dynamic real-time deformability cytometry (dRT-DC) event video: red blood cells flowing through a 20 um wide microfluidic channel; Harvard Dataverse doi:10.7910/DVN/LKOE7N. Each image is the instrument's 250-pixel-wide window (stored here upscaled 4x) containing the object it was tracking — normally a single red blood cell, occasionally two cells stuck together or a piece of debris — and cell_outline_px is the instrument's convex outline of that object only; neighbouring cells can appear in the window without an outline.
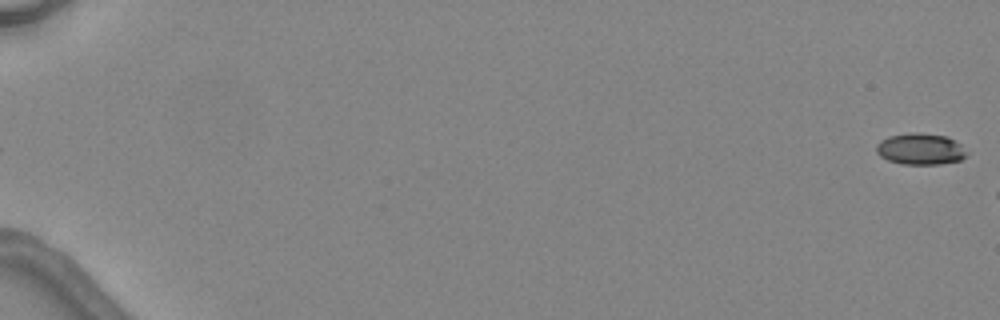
{"species": "common noctule bat (a hibernating species)", "species_latin": "Nyctalus noctula", "temperature_condition": "warm", "stored_images_in_passage": 3, "camera_frame_rate_fps": 3000, "um_per_image_px": 0.085, "animal": {"sex": "female", "body_mass_g": 24.6, "forearm_length_mm": 56.2}, "frame": {"image": 1, "passage_image": 1, "time_ms": 0.0, "image_size_px": [1000, 320], "cell_outline_px": [[968, 152], [960, 160], [940, 164], [900, 164], [888, 160], [880, 156], [876, 152], [876, 144], [880, 140], [888, 136], [912, 132], [920, 132], [948, 136], [960, 144]], "centroid_in_image_um": [78.21, 12.65], "position_along_channel_um": 6.8, "area_um2": 16.7}}